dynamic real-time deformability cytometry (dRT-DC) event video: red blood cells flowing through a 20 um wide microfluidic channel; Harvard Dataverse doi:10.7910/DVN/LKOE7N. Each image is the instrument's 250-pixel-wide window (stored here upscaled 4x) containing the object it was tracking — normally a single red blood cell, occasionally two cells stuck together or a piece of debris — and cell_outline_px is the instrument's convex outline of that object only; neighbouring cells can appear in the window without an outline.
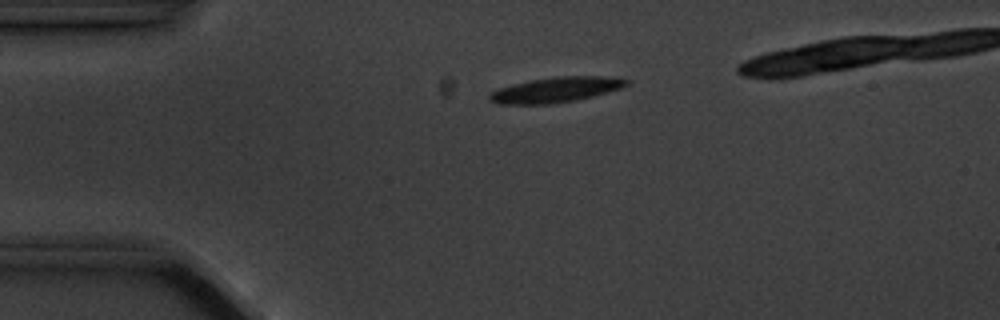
{"species": "common noctule bat (a hibernating species)", "species_latin": "Nyctalus noctula", "temperature_condition": "cold", "stored_images_in_passage": 3, "camera_frame_rate_fps": 3000, "um_per_image_px": 0.085, "animal": {"sex": "male", "body_mass_g": 20.1, "forearm_length_mm": 53.5}, "frame": {"image": 1, "passage_image": 1, "time_ms": 0.0, "image_size_px": [1000, 320], "cell_outline_px": [[632, 84], [620, 88], [592, 96], [576, 100], [552, 104], [496, 104], [488, 100], [488, 96], [492, 92], [500, 88], [532, 80], [556, 76], [608, 76], [632, 80]], "centroid_in_image_um": [47.3, 7.63], "position_along_channel_um": 37.7, "area_um2": 20.11}}